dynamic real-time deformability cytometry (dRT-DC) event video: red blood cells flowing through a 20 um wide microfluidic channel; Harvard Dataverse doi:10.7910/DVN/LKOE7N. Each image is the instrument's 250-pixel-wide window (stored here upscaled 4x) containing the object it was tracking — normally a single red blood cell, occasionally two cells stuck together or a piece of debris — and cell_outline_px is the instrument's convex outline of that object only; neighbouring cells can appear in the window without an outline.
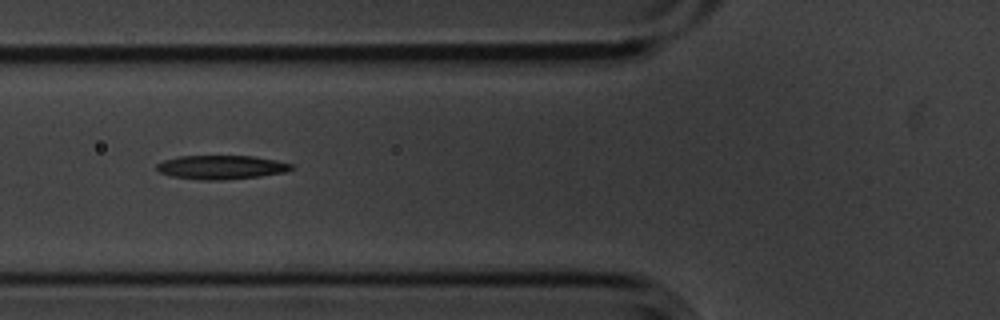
{"species": "common noctule bat (a hibernating species)", "species_latin": "Nyctalus noctula", "temperature_condition": "cold", "stored_images_in_passage": 9, "camera_frame_rate_fps": 3000, "um_per_image_px": 0.085, "animal": {"sex": "male", "body_mass_g": 20.1, "forearm_length_mm": 53.5}, "frame": {"image": 1, "passage_image": 6, "time_ms": 1.667, "image_size_px": [1000, 320], "cell_outline_px": [[292, 168], [284, 172], [260, 176], [224, 180], [200, 180], [172, 176], [160, 172], [156, 168], [156, 164], [164, 160], [180, 156], [252, 156], [276, 160], [292, 164]], "centroid_in_image_um": [18.78, 14.21], "position_along_channel_um": 107.0, "area_um2": 18.61}}
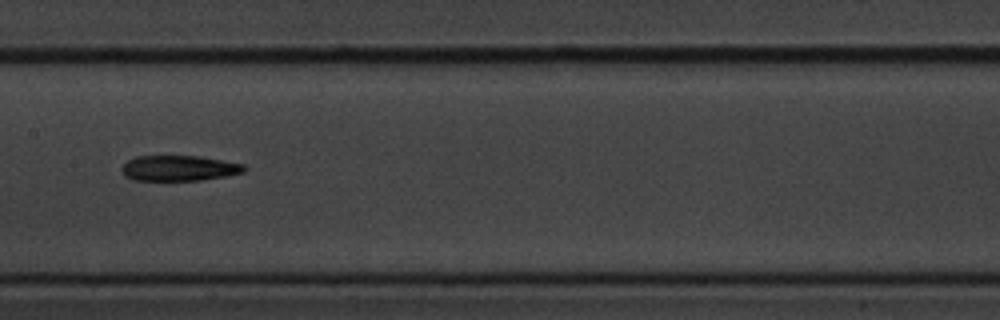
{"frame": {"image": 2, "passage_image": 8, "time_ms": 2.333, "image_size_px": [1000, 320], "cell_outline_px": [[248, 168], [244, 172], [228, 176], [200, 180], [136, 180], [124, 176], [120, 168], [128, 160], [136, 156], [200, 156], [244, 164]], "centroid_in_image_um": [15.24, 14.29], "position_along_channel_um": 192.2, "area_um2": 18.26}}
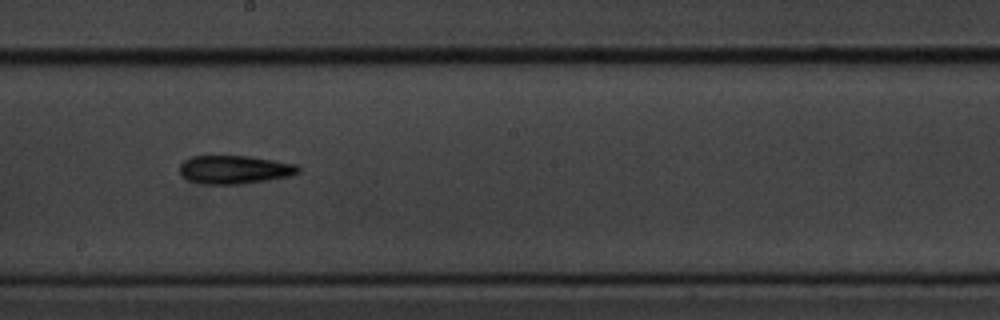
{"frame": {"image": 3, "passage_image": 9, "time_ms": 2.667, "image_size_px": [1000, 320], "cell_outline_px": [[300, 172], [292, 176], [268, 180], [240, 184], [204, 184], [188, 180], [180, 172], [180, 164], [184, 160], [192, 156], [252, 156], [296, 164], [300, 168]], "centroid_in_image_um": [19.97, 14.41], "position_along_channel_um": 228.2, "area_um2": 19.71}}